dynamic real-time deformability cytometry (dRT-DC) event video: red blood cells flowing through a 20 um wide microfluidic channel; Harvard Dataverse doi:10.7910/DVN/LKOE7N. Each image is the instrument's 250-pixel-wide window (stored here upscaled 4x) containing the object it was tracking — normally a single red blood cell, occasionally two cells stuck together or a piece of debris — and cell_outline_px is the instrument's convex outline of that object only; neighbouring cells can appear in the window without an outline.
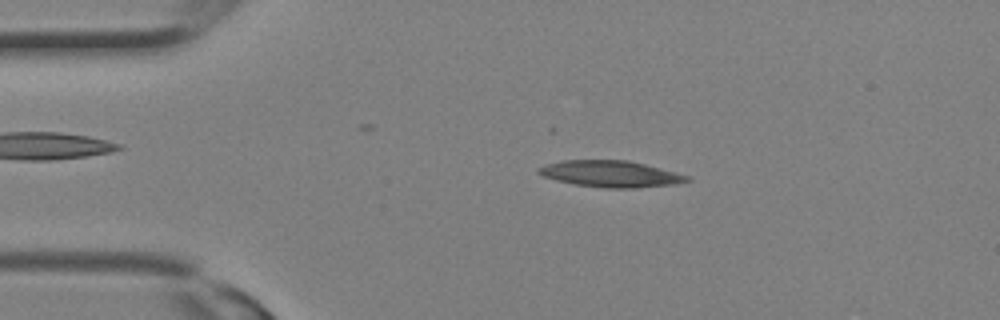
{"species": "Egyptian fruit bat (a non-hibernating species)", "species_latin": "Rousettus aegyptiacus", "temperature_condition": "room temperature", "stored_images_in_passage": 17, "camera_frame_rate_fps": 3000, "um_per_image_px": 0.085, "animal": {"sex": "female"}, "frame": {"image": 1, "passage_image": 5, "time_ms": 1.333, "image_size_px": [1000, 320], "cell_outline_px": [[692, 180], [676, 184], [636, 188], [604, 188], [576, 184], [556, 180], [544, 176], [536, 172], [536, 168], [548, 164], [564, 160], [628, 160], [676, 172], [688, 176]], "centroid_in_image_um": [51.92, 14.78], "position_along_channel_um": 33.1, "area_um2": 22.77}}
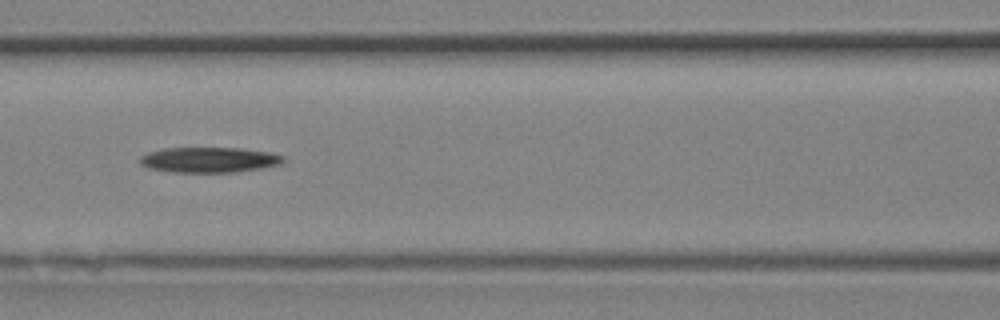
{"frame": {"image": 2, "passage_image": 12, "time_ms": 3.667, "image_size_px": [1000, 320], "cell_outline_px": [[284, 160], [280, 164], [260, 168], [236, 172], [172, 172], [148, 168], [140, 164], [140, 156], [148, 152], [164, 148], [240, 148], [268, 152], [284, 156]], "centroid_in_image_um": [17.74, 13.58], "position_along_channel_um": 148.9, "area_um2": 21.1}}
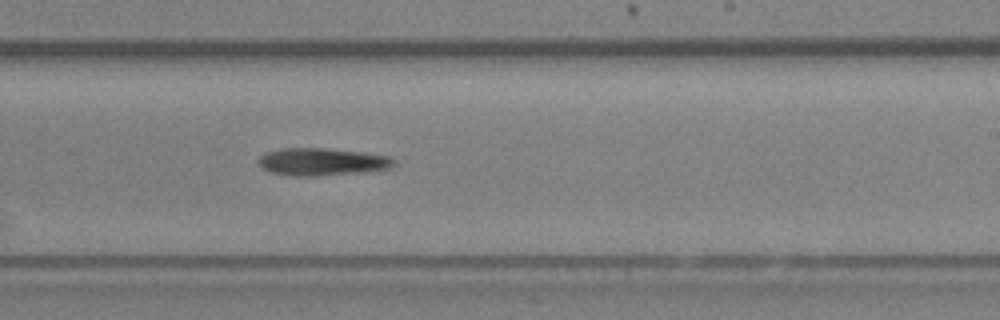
{"frame": {"image": 3, "passage_image": 17, "time_ms": 5.333, "image_size_px": [1000, 320], "cell_outline_px": [[396, 164], [388, 168], [356, 172], [312, 176], [292, 176], [268, 172], [260, 168], [256, 160], [264, 152], [280, 148], [324, 148], [360, 152], [392, 156], [396, 160]], "centroid_in_image_um": [27.28, 13.74], "position_along_channel_um": 261.7, "area_um2": 21.79}}